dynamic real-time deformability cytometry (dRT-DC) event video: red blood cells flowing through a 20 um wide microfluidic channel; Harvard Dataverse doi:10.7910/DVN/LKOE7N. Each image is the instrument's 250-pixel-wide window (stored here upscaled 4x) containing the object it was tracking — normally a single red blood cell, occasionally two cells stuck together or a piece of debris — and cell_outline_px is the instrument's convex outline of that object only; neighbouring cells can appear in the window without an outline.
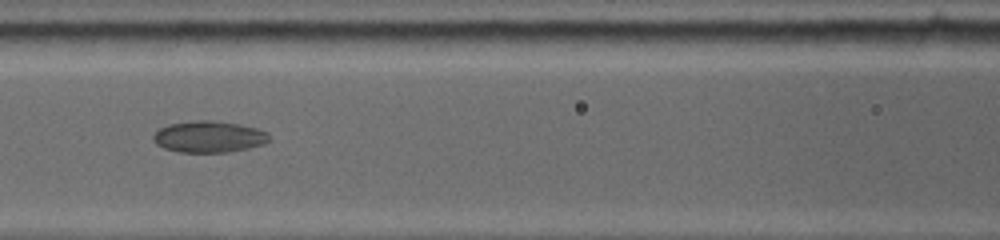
{"species": "common noctule bat (a hibernating species)", "species_latin": "Nyctalus noctula", "temperature_condition": "warm", "stored_images_in_passage": 8, "camera_frame_rate_fps": 5000, "um_per_image_px": 0.085, "animal": {"sex": "female", "body_mass_g": 19.0, "forearm_length_mm": 53.3}, "frame": {"image": 1, "passage_image": 5, "time_ms": 4.2, "image_size_px": [1000, 240], "cell_outline_px": [[268, 140], [264, 144], [248, 148], [228, 152], [180, 152], [164, 148], [156, 144], [152, 140], [152, 136], [160, 128], [168, 124], [192, 120], [212, 120], [240, 124], [256, 128], [268, 132]], "centroid_in_image_um": [17.73, 11.61], "position_along_channel_um": 148.9, "area_um2": 21.33}}
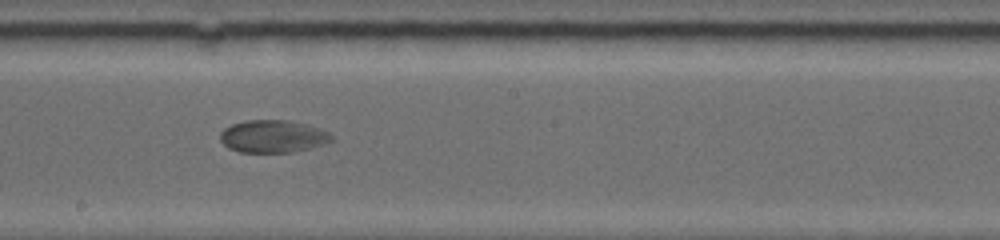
{"frame": {"image": 2, "passage_image": 7, "time_ms": 6.2, "image_size_px": [1000, 240], "cell_outline_px": [[336, 140], [308, 148], [292, 152], [240, 152], [228, 148], [220, 140], [220, 132], [224, 128], [232, 124], [248, 120], [288, 120], [308, 124], [332, 132], [336, 136]], "centroid_in_image_um": [23.25, 11.58], "position_along_channel_um": 224.9, "area_um2": 21.39}}
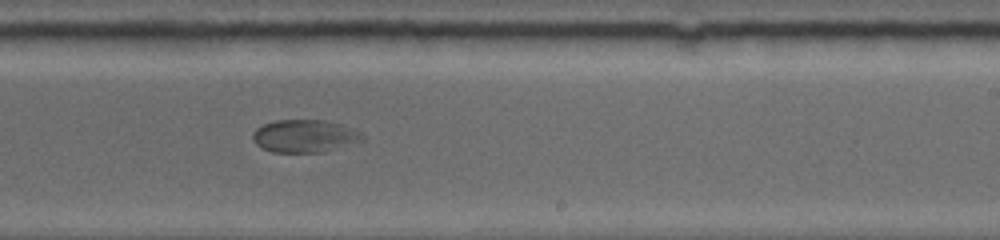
{"frame": {"image": 3, "passage_image": 8, "time_ms": 7.2, "image_size_px": [1000, 240], "cell_outline_px": [[364, 140], [324, 152], [272, 152], [256, 144], [252, 136], [252, 132], [256, 128], [264, 124], [276, 120], [324, 120], [340, 124], [352, 128], [360, 132], [364, 136]], "centroid_in_image_um": [25.89, 11.56], "position_along_channel_um": 263.1, "area_um2": 20.81}}